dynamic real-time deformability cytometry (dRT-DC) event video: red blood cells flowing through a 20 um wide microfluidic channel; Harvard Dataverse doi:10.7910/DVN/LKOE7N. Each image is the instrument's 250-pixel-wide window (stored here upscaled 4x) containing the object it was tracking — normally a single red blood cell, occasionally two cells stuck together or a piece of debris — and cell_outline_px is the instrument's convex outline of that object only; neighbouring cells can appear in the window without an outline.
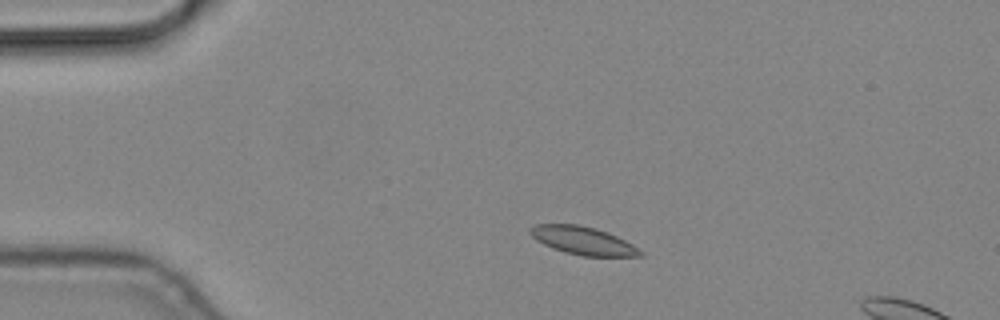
{"species": "common noctule bat (a hibernating species)", "species_latin": "Nyctalus noctula", "temperature_condition": "cold", "stored_images_in_passage": 4, "camera_frame_rate_fps": 3000, "um_per_image_px": 0.085, "animal": {"sex": "male", "body_mass_g": 19.2, "forearm_length_mm": 51.8}, "frame": {"image": 1, "passage_image": 2, "time_ms": 0.333, "image_size_px": [1000, 320], "cell_outline_px": [[644, 256], [584, 256], [564, 252], [552, 248], [536, 240], [528, 232], [528, 228], [536, 224], [580, 224], [596, 228], [608, 232], [632, 244], [644, 252]], "centroid_in_image_um": [49.54, 20.44], "position_along_channel_um": 35.5, "area_um2": 18.09}}